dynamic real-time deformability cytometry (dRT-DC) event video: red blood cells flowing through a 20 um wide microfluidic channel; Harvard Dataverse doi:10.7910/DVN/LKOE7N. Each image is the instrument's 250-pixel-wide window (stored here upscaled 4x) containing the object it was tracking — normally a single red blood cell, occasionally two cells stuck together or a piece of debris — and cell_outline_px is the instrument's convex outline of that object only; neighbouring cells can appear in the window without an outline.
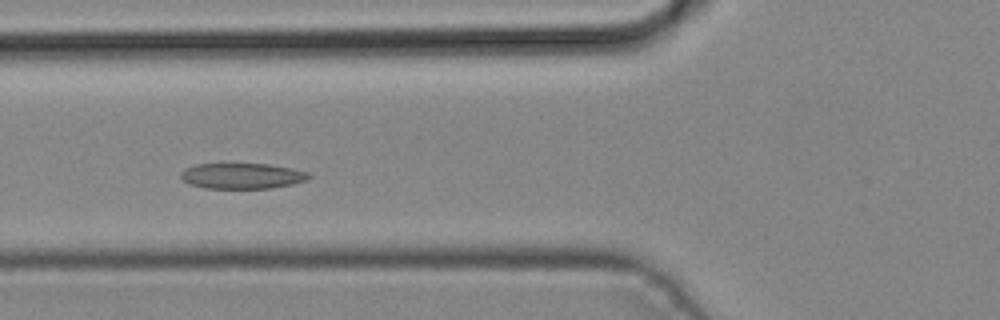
{"species": "common noctule bat (a hibernating species)", "species_latin": "Nyctalus noctula", "temperature_condition": "cold", "stored_images_in_passage": 4, "camera_frame_rate_fps": 3000, "um_per_image_px": 0.085, "animal": {"sex": "male", "body_mass_g": 19.2, "forearm_length_mm": 51.8}, "frame": {"image": 1, "passage_image": 4, "time_ms": 1.0, "image_size_px": [1000, 320], "cell_outline_px": [[312, 176], [304, 180], [292, 184], [272, 188], [204, 188], [188, 184], [180, 176], [180, 172], [184, 168], [196, 164], [268, 164], [292, 168], [308, 172]], "centroid_in_image_um": [20.54, 14.95], "position_along_channel_um": 105.3, "area_um2": 19.13}}